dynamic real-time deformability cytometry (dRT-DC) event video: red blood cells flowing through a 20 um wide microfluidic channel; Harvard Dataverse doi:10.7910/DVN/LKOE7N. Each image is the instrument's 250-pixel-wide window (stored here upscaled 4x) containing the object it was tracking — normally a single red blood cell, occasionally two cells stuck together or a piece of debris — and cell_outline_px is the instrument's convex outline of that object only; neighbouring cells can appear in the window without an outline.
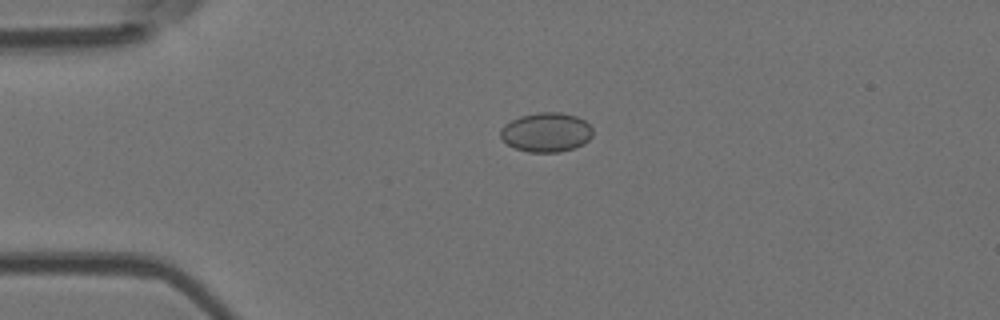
{"species": "Egyptian fruit bat (a non-hibernating species)", "species_latin": "Rousettus aegyptiacus", "temperature_condition": "room temperature", "stored_images_in_passage": 35, "camera_frame_rate_fps": 3000, "um_per_image_px": 0.085, "animal": {"sex": "female"}, "frame": {"image": 1, "passage_image": 1, "time_ms": 0.0, "image_size_px": [1000, 320], "cell_outline_px": [[592, 136], [584, 144], [560, 152], [528, 152], [516, 148], [508, 144], [500, 136], [500, 128], [504, 124], [520, 116], [540, 112], [560, 112], [576, 116], [584, 120], [592, 128]], "centroid_in_image_um": [46.43, 11.24], "position_along_channel_um": 38.6, "area_um2": 21.1}}
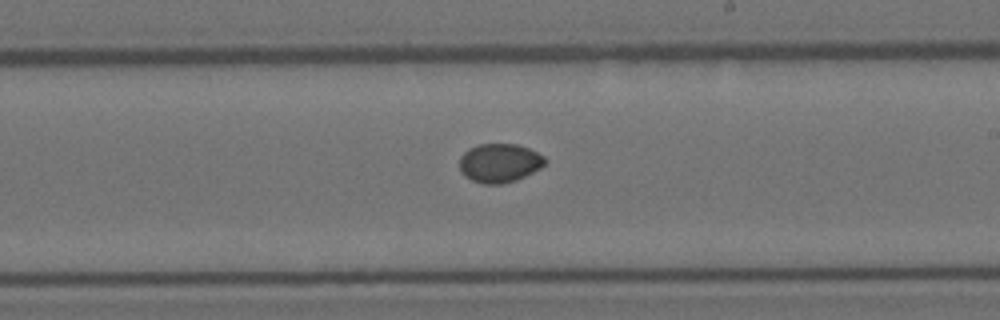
{"frame": {"image": 2, "passage_image": 20, "time_ms": 6.333, "image_size_px": [1000, 320], "cell_outline_px": [[548, 160], [540, 168], [516, 180], [500, 184], [484, 184], [472, 180], [464, 176], [460, 172], [460, 156], [468, 148], [480, 144], [516, 144], [528, 148], [544, 156]], "centroid_in_image_um": [42.44, 13.85], "position_along_channel_um": 246.6, "area_um2": 19.36}}
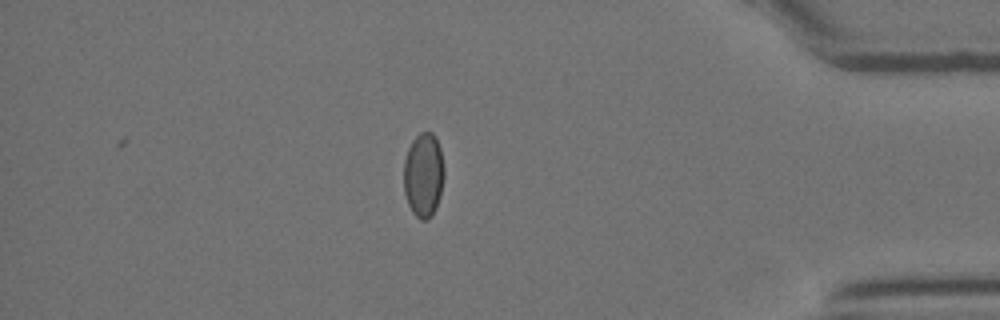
{"frame": {"image": 3, "passage_image": 35, "time_ms": 11.333, "image_size_px": [1000, 320], "cell_outline_px": [[444, 176], [440, 196], [436, 208], [432, 216], [428, 220], [420, 220], [412, 212], [408, 204], [404, 192], [404, 160], [408, 148], [412, 140], [420, 132], [432, 132], [436, 136], [440, 148], [444, 168]], "centroid_in_image_um": [36.0, 14.88], "position_along_channel_um": 399.2, "area_um2": 20.11}}